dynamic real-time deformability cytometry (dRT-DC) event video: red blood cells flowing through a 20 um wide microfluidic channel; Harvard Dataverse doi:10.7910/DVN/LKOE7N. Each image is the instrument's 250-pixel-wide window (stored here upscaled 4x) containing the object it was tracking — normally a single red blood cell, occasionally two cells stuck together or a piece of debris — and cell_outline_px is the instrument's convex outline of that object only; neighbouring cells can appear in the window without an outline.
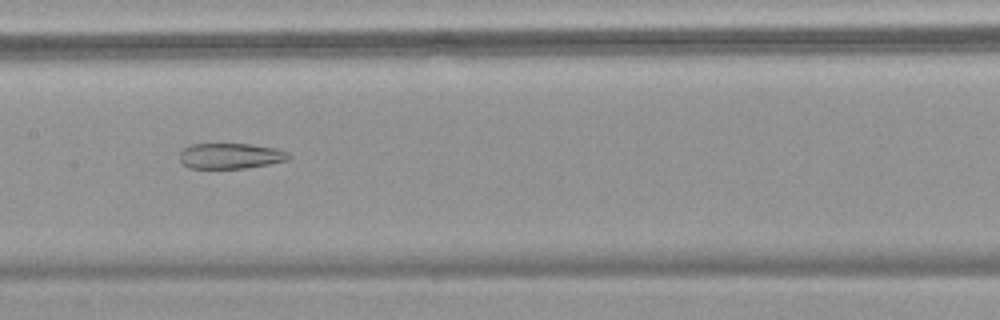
{"species": "common noctule bat (a hibernating species)", "species_latin": "Nyctalus noctula", "temperature_condition": "warm", "stored_images_in_passage": 48, "camera_frame_rate_fps": 3000, "um_per_image_px": 0.085, "animal": {"sex": "female", "body_mass_g": 18.4}, "frame": {"image": 1, "passage_image": 25, "time_ms": 8.0, "image_size_px": [1000, 320], "cell_outline_px": [[292, 156], [288, 160], [268, 164], [244, 168], [188, 168], [180, 160], [180, 152], [184, 148], [192, 144], [252, 144], [276, 148], [288, 152]], "centroid_in_image_um": [19.62, 13.25], "position_along_channel_um": 187.8, "area_um2": 16.24}}
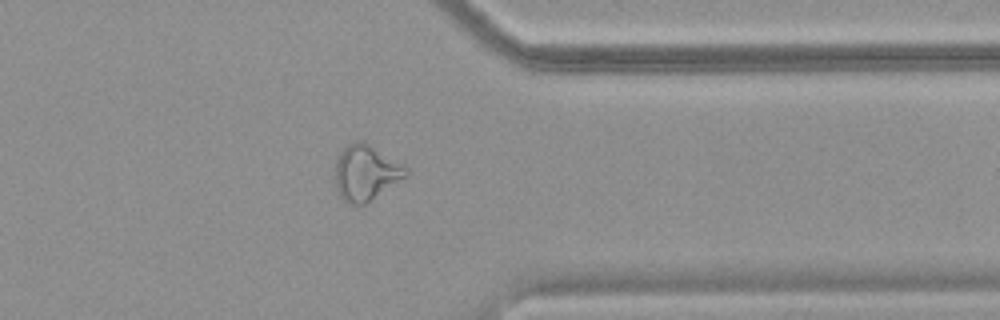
{"frame": {"image": 2, "passage_image": 39, "time_ms": 12.667, "image_size_px": [1000, 320], "cell_outline_px": [[408, 172], [404, 176], [364, 204], [348, 204], [340, 196], [336, 188], [336, 160], [340, 152], [348, 144], [356, 140], [364, 140], [404, 164], [408, 168]], "centroid_in_image_um": [31.07, 14.63], "position_along_channel_um": 380.3, "area_um2": 22.54}}
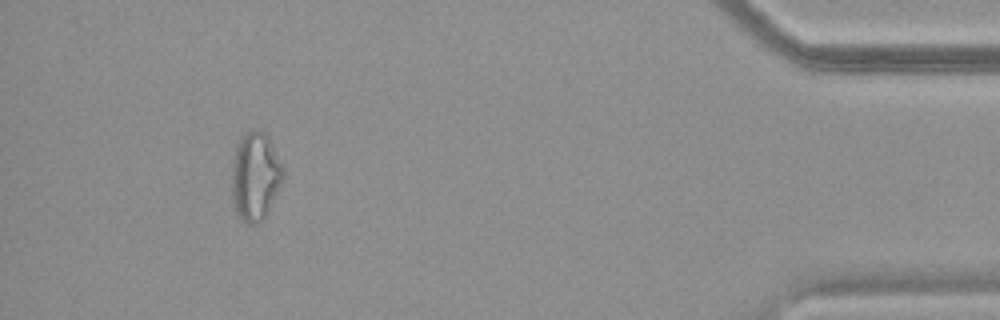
{"frame": {"image": 3, "passage_image": 45, "time_ms": 14.667, "image_size_px": [1000, 320], "cell_outline_px": [[284, 176], [268, 212], [264, 220], [256, 224], [248, 224], [240, 220], [236, 212], [232, 196], [232, 160], [236, 144], [240, 136], [244, 132], [252, 128], [264, 132], [268, 136], [284, 168]], "centroid_in_image_um": [21.68, 14.97], "position_along_channel_um": 413.5, "area_um2": 26.88}}